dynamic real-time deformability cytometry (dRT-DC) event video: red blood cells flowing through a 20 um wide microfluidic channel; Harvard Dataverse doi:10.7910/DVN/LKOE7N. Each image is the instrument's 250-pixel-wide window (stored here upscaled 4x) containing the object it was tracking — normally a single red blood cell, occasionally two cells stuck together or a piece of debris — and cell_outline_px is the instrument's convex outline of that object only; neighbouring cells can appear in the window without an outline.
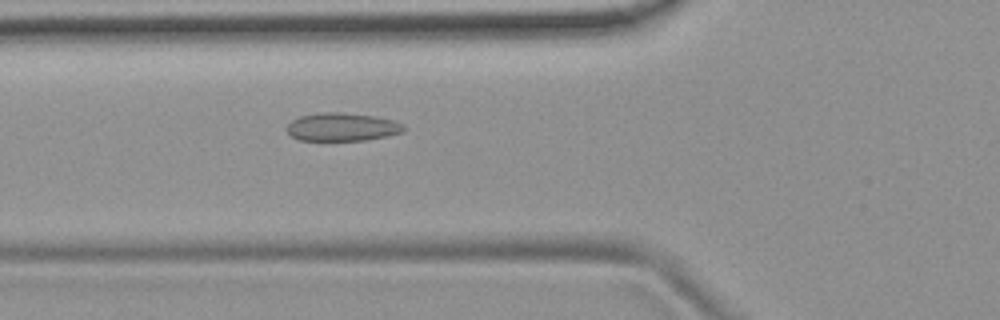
{"species": "common noctule bat (a hibernating species)", "species_latin": "Nyctalus noctula", "temperature_condition": "room temperature", "stored_images_in_passage": 53, "camera_frame_rate_fps": 3000, "um_per_image_px": 0.085, "animal": {"sex": "female", "body_mass_g": 19.9}, "frame": {"image": 1, "passage_image": 19, "time_ms": 6.0, "image_size_px": [1000, 320], "cell_outline_px": [[408, 128], [404, 132], [388, 136], [364, 140], [300, 140], [292, 136], [288, 132], [288, 124], [292, 120], [300, 116], [320, 112], [340, 112], [376, 116], [392, 120], [404, 124]], "centroid_in_image_um": [29.14, 10.78], "position_along_channel_um": 96.7, "area_um2": 19.25}}
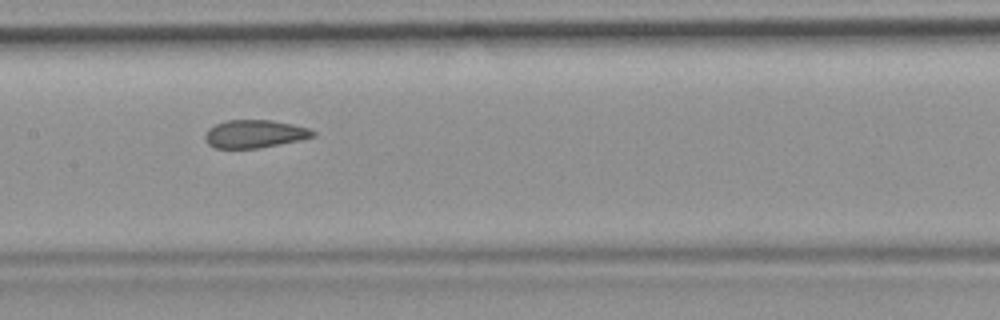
{"frame": {"image": 2, "passage_image": 26, "time_ms": 8.333, "image_size_px": [1000, 320], "cell_outline_px": [[316, 136], [300, 140], [256, 148], [212, 148], [204, 140], [204, 136], [208, 128], [216, 124], [228, 120], [272, 120], [292, 124], [308, 128], [316, 132]], "centroid_in_image_um": [21.62, 11.38], "position_along_channel_um": 185.8, "area_um2": 17.57}}
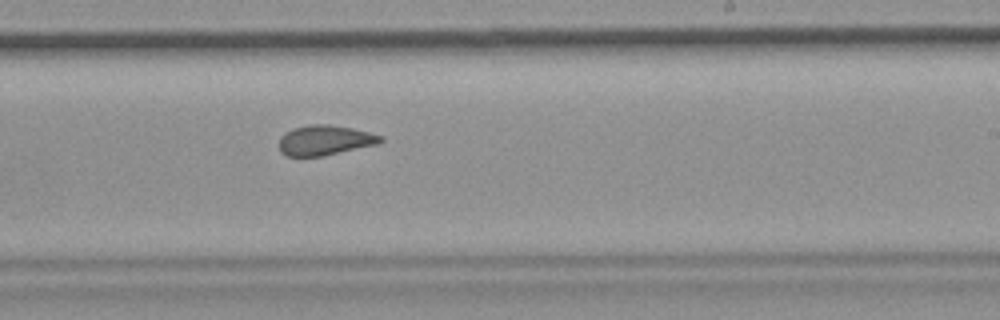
{"frame": {"image": 3, "passage_image": 32, "time_ms": 10.333, "image_size_px": [1000, 320], "cell_outline_px": [[384, 140], [376, 144], [320, 156], [288, 156], [280, 152], [280, 136], [284, 132], [292, 128], [308, 124], [328, 124], [352, 128], [384, 136]], "centroid_in_image_um": [27.58, 11.9], "position_along_channel_um": 261.4, "area_um2": 17.63}, "authors_computed_cell_mechanics": {"area_um2": 18.9584, "velocity_mm_per_s": 3.8063, "shape_relaxation_time_tau1_ms": null, "shape_relaxation_time_tau2_ms": 1.635, "deformation_change_tau1": null, "deformation_change_tau2": 0.0669}}